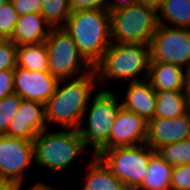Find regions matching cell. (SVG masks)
Listing matches in <instances>:
<instances>
[{
	"mask_svg": "<svg viewBox=\"0 0 190 190\" xmlns=\"http://www.w3.org/2000/svg\"><path fill=\"white\" fill-rule=\"evenodd\" d=\"M14 92V70L0 71V100Z\"/></svg>",
	"mask_w": 190,
	"mask_h": 190,
	"instance_id": "cell-30",
	"label": "cell"
},
{
	"mask_svg": "<svg viewBox=\"0 0 190 190\" xmlns=\"http://www.w3.org/2000/svg\"><path fill=\"white\" fill-rule=\"evenodd\" d=\"M184 96L190 102V65L184 71L183 90Z\"/></svg>",
	"mask_w": 190,
	"mask_h": 190,
	"instance_id": "cell-33",
	"label": "cell"
},
{
	"mask_svg": "<svg viewBox=\"0 0 190 190\" xmlns=\"http://www.w3.org/2000/svg\"><path fill=\"white\" fill-rule=\"evenodd\" d=\"M173 167L155 152L148 162L147 173L136 190H171Z\"/></svg>",
	"mask_w": 190,
	"mask_h": 190,
	"instance_id": "cell-19",
	"label": "cell"
},
{
	"mask_svg": "<svg viewBox=\"0 0 190 190\" xmlns=\"http://www.w3.org/2000/svg\"><path fill=\"white\" fill-rule=\"evenodd\" d=\"M71 10L102 8L107 9L108 0H69Z\"/></svg>",
	"mask_w": 190,
	"mask_h": 190,
	"instance_id": "cell-31",
	"label": "cell"
},
{
	"mask_svg": "<svg viewBox=\"0 0 190 190\" xmlns=\"http://www.w3.org/2000/svg\"><path fill=\"white\" fill-rule=\"evenodd\" d=\"M11 2L19 16L41 12L42 0H11Z\"/></svg>",
	"mask_w": 190,
	"mask_h": 190,
	"instance_id": "cell-29",
	"label": "cell"
},
{
	"mask_svg": "<svg viewBox=\"0 0 190 190\" xmlns=\"http://www.w3.org/2000/svg\"><path fill=\"white\" fill-rule=\"evenodd\" d=\"M185 69L165 62H150L147 80L155 91H182Z\"/></svg>",
	"mask_w": 190,
	"mask_h": 190,
	"instance_id": "cell-17",
	"label": "cell"
},
{
	"mask_svg": "<svg viewBox=\"0 0 190 190\" xmlns=\"http://www.w3.org/2000/svg\"><path fill=\"white\" fill-rule=\"evenodd\" d=\"M162 0H136L137 4H140L151 9L159 10Z\"/></svg>",
	"mask_w": 190,
	"mask_h": 190,
	"instance_id": "cell-34",
	"label": "cell"
},
{
	"mask_svg": "<svg viewBox=\"0 0 190 190\" xmlns=\"http://www.w3.org/2000/svg\"><path fill=\"white\" fill-rule=\"evenodd\" d=\"M90 162L82 190H129L99 156L92 155Z\"/></svg>",
	"mask_w": 190,
	"mask_h": 190,
	"instance_id": "cell-18",
	"label": "cell"
},
{
	"mask_svg": "<svg viewBox=\"0 0 190 190\" xmlns=\"http://www.w3.org/2000/svg\"><path fill=\"white\" fill-rule=\"evenodd\" d=\"M63 29L71 35L79 52L92 67L112 43L110 12L107 9L73 10Z\"/></svg>",
	"mask_w": 190,
	"mask_h": 190,
	"instance_id": "cell-2",
	"label": "cell"
},
{
	"mask_svg": "<svg viewBox=\"0 0 190 190\" xmlns=\"http://www.w3.org/2000/svg\"><path fill=\"white\" fill-rule=\"evenodd\" d=\"M95 94L91 98L92 101L89 100L78 131L84 140L85 146L89 147L88 145H90L93 155L97 156L102 150L109 149L112 124L122 103L118 101L119 98L110 89L106 90L103 88ZM85 114L88 115L87 119ZM85 120H87L88 125L83 128L82 126L86 122Z\"/></svg>",
	"mask_w": 190,
	"mask_h": 190,
	"instance_id": "cell-4",
	"label": "cell"
},
{
	"mask_svg": "<svg viewBox=\"0 0 190 190\" xmlns=\"http://www.w3.org/2000/svg\"><path fill=\"white\" fill-rule=\"evenodd\" d=\"M127 84L122 107L138 114L146 122L151 121L155 117L156 91L147 79Z\"/></svg>",
	"mask_w": 190,
	"mask_h": 190,
	"instance_id": "cell-15",
	"label": "cell"
},
{
	"mask_svg": "<svg viewBox=\"0 0 190 190\" xmlns=\"http://www.w3.org/2000/svg\"><path fill=\"white\" fill-rule=\"evenodd\" d=\"M190 138L189 111L174 118H153L148 122L147 143L153 150Z\"/></svg>",
	"mask_w": 190,
	"mask_h": 190,
	"instance_id": "cell-14",
	"label": "cell"
},
{
	"mask_svg": "<svg viewBox=\"0 0 190 190\" xmlns=\"http://www.w3.org/2000/svg\"><path fill=\"white\" fill-rule=\"evenodd\" d=\"M7 1H9V0H0V6L5 4Z\"/></svg>",
	"mask_w": 190,
	"mask_h": 190,
	"instance_id": "cell-38",
	"label": "cell"
},
{
	"mask_svg": "<svg viewBox=\"0 0 190 190\" xmlns=\"http://www.w3.org/2000/svg\"><path fill=\"white\" fill-rule=\"evenodd\" d=\"M158 24L190 29V0H162Z\"/></svg>",
	"mask_w": 190,
	"mask_h": 190,
	"instance_id": "cell-20",
	"label": "cell"
},
{
	"mask_svg": "<svg viewBox=\"0 0 190 190\" xmlns=\"http://www.w3.org/2000/svg\"><path fill=\"white\" fill-rule=\"evenodd\" d=\"M17 66L31 71H48V51L45 42L18 45Z\"/></svg>",
	"mask_w": 190,
	"mask_h": 190,
	"instance_id": "cell-22",
	"label": "cell"
},
{
	"mask_svg": "<svg viewBox=\"0 0 190 190\" xmlns=\"http://www.w3.org/2000/svg\"><path fill=\"white\" fill-rule=\"evenodd\" d=\"M136 0H108L107 10L109 12H113L125 7H128L132 4H135Z\"/></svg>",
	"mask_w": 190,
	"mask_h": 190,
	"instance_id": "cell-32",
	"label": "cell"
},
{
	"mask_svg": "<svg viewBox=\"0 0 190 190\" xmlns=\"http://www.w3.org/2000/svg\"><path fill=\"white\" fill-rule=\"evenodd\" d=\"M155 152L147 143H144L104 149L97 156L129 190H136L142 184L150 157Z\"/></svg>",
	"mask_w": 190,
	"mask_h": 190,
	"instance_id": "cell-8",
	"label": "cell"
},
{
	"mask_svg": "<svg viewBox=\"0 0 190 190\" xmlns=\"http://www.w3.org/2000/svg\"><path fill=\"white\" fill-rule=\"evenodd\" d=\"M33 161V141L0 135V178L12 181L21 190L25 169Z\"/></svg>",
	"mask_w": 190,
	"mask_h": 190,
	"instance_id": "cell-10",
	"label": "cell"
},
{
	"mask_svg": "<svg viewBox=\"0 0 190 190\" xmlns=\"http://www.w3.org/2000/svg\"><path fill=\"white\" fill-rule=\"evenodd\" d=\"M71 12L69 0H42L40 14L51 28L63 27Z\"/></svg>",
	"mask_w": 190,
	"mask_h": 190,
	"instance_id": "cell-23",
	"label": "cell"
},
{
	"mask_svg": "<svg viewBox=\"0 0 190 190\" xmlns=\"http://www.w3.org/2000/svg\"><path fill=\"white\" fill-rule=\"evenodd\" d=\"M58 81L48 71H31L18 66L14 69L15 93L22 99L46 104Z\"/></svg>",
	"mask_w": 190,
	"mask_h": 190,
	"instance_id": "cell-11",
	"label": "cell"
},
{
	"mask_svg": "<svg viewBox=\"0 0 190 190\" xmlns=\"http://www.w3.org/2000/svg\"><path fill=\"white\" fill-rule=\"evenodd\" d=\"M17 66V45L7 40L0 45V71L14 70Z\"/></svg>",
	"mask_w": 190,
	"mask_h": 190,
	"instance_id": "cell-27",
	"label": "cell"
},
{
	"mask_svg": "<svg viewBox=\"0 0 190 190\" xmlns=\"http://www.w3.org/2000/svg\"><path fill=\"white\" fill-rule=\"evenodd\" d=\"M51 26L40 13L20 15L10 39L15 45H31L45 42Z\"/></svg>",
	"mask_w": 190,
	"mask_h": 190,
	"instance_id": "cell-16",
	"label": "cell"
},
{
	"mask_svg": "<svg viewBox=\"0 0 190 190\" xmlns=\"http://www.w3.org/2000/svg\"><path fill=\"white\" fill-rule=\"evenodd\" d=\"M26 190H58V189H56V188L54 189L53 187H51L47 183L38 182V183H34L33 186H31L30 188H28Z\"/></svg>",
	"mask_w": 190,
	"mask_h": 190,
	"instance_id": "cell-36",
	"label": "cell"
},
{
	"mask_svg": "<svg viewBox=\"0 0 190 190\" xmlns=\"http://www.w3.org/2000/svg\"><path fill=\"white\" fill-rule=\"evenodd\" d=\"M148 122L121 106L116 114L109 137V149L144 144Z\"/></svg>",
	"mask_w": 190,
	"mask_h": 190,
	"instance_id": "cell-13",
	"label": "cell"
},
{
	"mask_svg": "<svg viewBox=\"0 0 190 190\" xmlns=\"http://www.w3.org/2000/svg\"><path fill=\"white\" fill-rule=\"evenodd\" d=\"M22 98L17 93L7 95L0 100V135H5L9 123L18 111Z\"/></svg>",
	"mask_w": 190,
	"mask_h": 190,
	"instance_id": "cell-25",
	"label": "cell"
},
{
	"mask_svg": "<svg viewBox=\"0 0 190 190\" xmlns=\"http://www.w3.org/2000/svg\"><path fill=\"white\" fill-rule=\"evenodd\" d=\"M69 80V82L67 79L59 80L55 92L45 104L46 122L47 125L54 122L62 130H78L93 89L96 83L98 84L97 76L93 69ZM63 82L68 83L61 86Z\"/></svg>",
	"mask_w": 190,
	"mask_h": 190,
	"instance_id": "cell-1",
	"label": "cell"
},
{
	"mask_svg": "<svg viewBox=\"0 0 190 190\" xmlns=\"http://www.w3.org/2000/svg\"><path fill=\"white\" fill-rule=\"evenodd\" d=\"M45 44L48 51V72L58 80L69 81L93 70L63 27L51 28Z\"/></svg>",
	"mask_w": 190,
	"mask_h": 190,
	"instance_id": "cell-7",
	"label": "cell"
},
{
	"mask_svg": "<svg viewBox=\"0 0 190 190\" xmlns=\"http://www.w3.org/2000/svg\"><path fill=\"white\" fill-rule=\"evenodd\" d=\"M8 39L5 38L1 33H0V45L6 42Z\"/></svg>",
	"mask_w": 190,
	"mask_h": 190,
	"instance_id": "cell-37",
	"label": "cell"
},
{
	"mask_svg": "<svg viewBox=\"0 0 190 190\" xmlns=\"http://www.w3.org/2000/svg\"><path fill=\"white\" fill-rule=\"evenodd\" d=\"M18 18V12L11 0L0 6V33L8 40L12 38Z\"/></svg>",
	"mask_w": 190,
	"mask_h": 190,
	"instance_id": "cell-26",
	"label": "cell"
},
{
	"mask_svg": "<svg viewBox=\"0 0 190 190\" xmlns=\"http://www.w3.org/2000/svg\"><path fill=\"white\" fill-rule=\"evenodd\" d=\"M171 190H190V164L173 167Z\"/></svg>",
	"mask_w": 190,
	"mask_h": 190,
	"instance_id": "cell-28",
	"label": "cell"
},
{
	"mask_svg": "<svg viewBox=\"0 0 190 190\" xmlns=\"http://www.w3.org/2000/svg\"><path fill=\"white\" fill-rule=\"evenodd\" d=\"M150 62V45L112 42L93 69L103 85L105 79L134 82L147 79ZM141 73L145 75L138 79Z\"/></svg>",
	"mask_w": 190,
	"mask_h": 190,
	"instance_id": "cell-3",
	"label": "cell"
},
{
	"mask_svg": "<svg viewBox=\"0 0 190 190\" xmlns=\"http://www.w3.org/2000/svg\"><path fill=\"white\" fill-rule=\"evenodd\" d=\"M0 190H20V187L12 181L0 178Z\"/></svg>",
	"mask_w": 190,
	"mask_h": 190,
	"instance_id": "cell-35",
	"label": "cell"
},
{
	"mask_svg": "<svg viewBox=\"0 0 190 190\" xmlns=\"http://www.w3.org/2000/svg\"><path fill=\"white\" fill-rule=\"evenodd\" d=\"M158 25L157 11L137 3L110 12L113 43L150 45Z\"/></svg>",
	"mask_w": 190,
	"mask_h": 190,
	"instance_id": "cell-6",
	"label": "cell"
},
{
	"mask_svg": "<svg viewBox=\"0 0 190 190\" xmlns=\"http://www.w3.org/2000/svg\"><path fill=\"white\" fill-rule=\"evenodd\" d=\"M37 165L61 172L71 165L87 147L78 130H43L33 140Z\"/></svg>",
	"mask_w": 190,
	"mask_h": 190,
	"instance_id": "cell-5",
	"label": "cell"
},
{
	"mask_svg": "<svg viewBox=\"0 0 190 190\" xmlns=\"http://www.w3.org/2000/svg\"><path fill=\"white\" fill-rule=\"evenodd\" d=\"M170 166L190 164V139H184L155 150Z\"/></svg>",
	"mask_w": 190,
	"mask_h": 190,
	"instance_id": "cell-24",
	"label": "cell"
},
{
	"mask_svg": "<svg viewBox=\"0 0 190 190\" xmlns=\"http://www.w3.org/2000/svg\"><path fill=\"white\" fill-rule=\"evenodd\" d=\"M154 118H174L188 112L189 102L182 91H156Z\"/></svg>",
	"mask_w": 190,
	"mask_h": 190,
	"instance_id": "cell-21",
	"label": "cell"
},
{
	"mask_svg": "<svg viewBox=\"0 0 190 190\" xmlns=\"http://www.w3.org/2000/svg\"><path fill=\"white\" fill-rule=\"evenodd\" d=\"M151 62L186 69L190 65V29L158 25L150 42Z\"/></svg>",
	"mask_w": 190,
	"mask_h": 190,
	"instance_id": "cell-9",
	"label": "cell"
},
{
	"mask_svg": "<svg viewBox=\"0 0 190 190\" xmlns=\"http://www.w3.org/2000/svg\"><path fill=\"white\" fill-rule=\"evenodd\" d=\"M46 129L49 128L46 122L45 104L22 99L5 135L33 141L37 134Z\"/></svg>",
	"mask_w": 190,
	"mask_h": 190,
	"instance_id": "cell-12",
	"label": "cell"
}]
</instances>
